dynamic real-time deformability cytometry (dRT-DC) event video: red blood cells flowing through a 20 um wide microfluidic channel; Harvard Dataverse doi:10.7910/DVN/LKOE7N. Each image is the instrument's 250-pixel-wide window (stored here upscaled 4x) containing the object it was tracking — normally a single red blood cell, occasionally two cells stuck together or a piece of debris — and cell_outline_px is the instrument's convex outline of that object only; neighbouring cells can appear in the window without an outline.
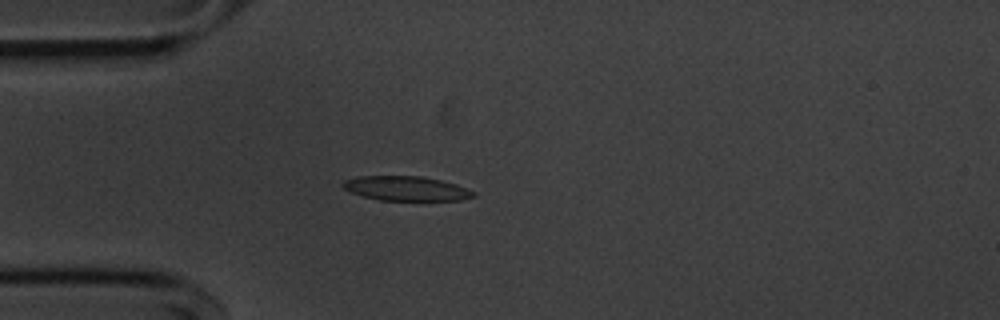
{"species": "common noctule bat (a hibernating species)", "species_latin": "Nyctalus noctula", "temperature_condition": "cold", "stored_images_in_passage": 39, "camera_frame_rate_fps": 3000, "um_per_image_px": 0.085, "animal": {"sex": "male", "body_mass_g": 20.1, "forearm_length_mm": 53.5}, "frame": {"image": 1, "passage_image": 9, "time_ms": 2.667, "image_size_px": [1000, 320], "cell_outline_px": [[476, 196], [460, 200], [380, 200], [364, 196], [352, 192], [344, 188], [340, 184], [344, 180], [360, 176], [420, 176], [440, 180], [456, 184], [476, 192]], "centroid_in_image_um": [34.54, 16.02], "position_along_channel_um": 50.5, "area_um2": 18.5}}
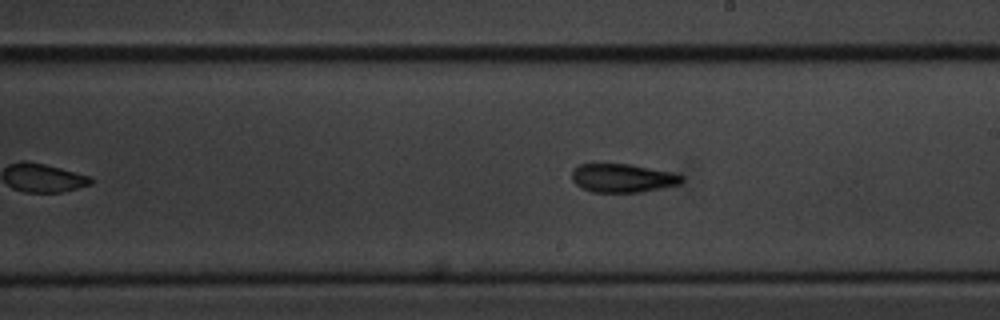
{"frame": {"image": 2, "passage_image": 25, "time_ms": 8.0, "image_size_px": [1000, 320], "cell_outline_px": [[684, 180], [680, 184], [644, 192], [592, 192], [576, 184], [572, 180], [572, 172], [580, 164], [628, 164], [672, 172], [684, 176]], "centroid_in_image_um": [52.97, 15.14], "position_along_channel_um": 236.0, "area_um2": 18.21}}
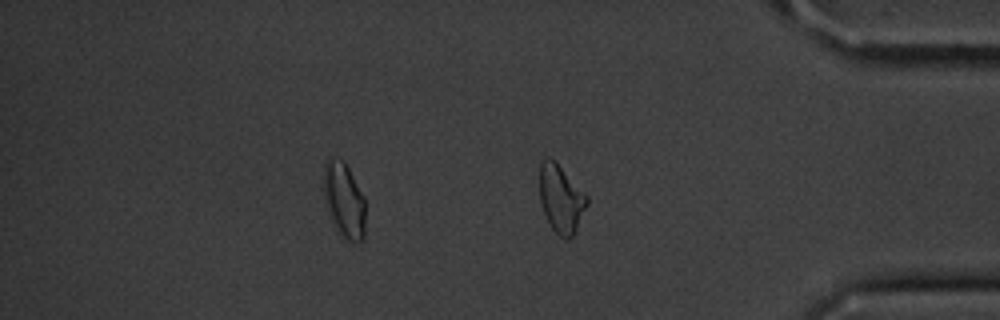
{"frame": {"image": 3, "passage_image": 39, "time_ms": 12.667, "image_size_px": [1000, 320], "cell_outline_px": [[588, 204], [576, 232], [568, 240], [564, 240], [552, 228], [544, 212], [540, 200], [540, 160], [544, 156], [548, 156], [556, 160], [588, 196]], "centroid_in_image_um": [47.7, 16.86], "position_along_channel_um": 387.5, "area_um2": 19.07}, "authors_computed_cell_mechanics": {"area_um2": 18.5538, "velocity_mm_per_s": 3.6466, "shape_relaxation_time_tau1_ms": 5.8434, "shape_relaxation_time_tau2_ms": 6.5807, "deformation_change_tau1": 0.1451, "deformation_change_tau2": 0.135}}